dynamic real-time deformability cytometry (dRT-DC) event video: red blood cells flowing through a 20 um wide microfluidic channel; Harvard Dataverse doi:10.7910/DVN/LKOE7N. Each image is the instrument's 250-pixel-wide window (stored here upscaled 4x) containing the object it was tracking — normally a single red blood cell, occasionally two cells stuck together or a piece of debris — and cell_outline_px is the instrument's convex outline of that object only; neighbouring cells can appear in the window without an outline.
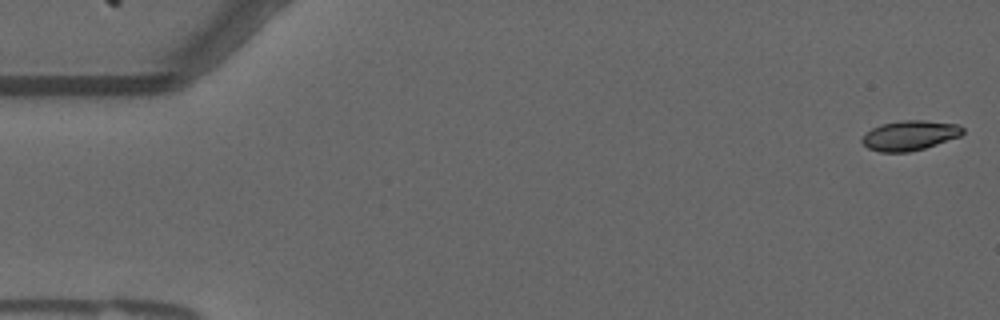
{"species": "common noctule bat (a hibernating species)", "species_latin": "Nyctalus noctula", "temperature_condition": "warm", "stored_images_in_passage": 55, "camera_frame_rate_fps": 3000, "um_per_image_px": 0.085, "animal": {"sex": "male", "forearm_length_mm": 52.5}, "frame": {"image": 1, "passage_image": 1, "time_ms": 0.0, "image_size_px": [1000, 320], "cell_outline_px": [[964, 132], [960, 136], [924, 148], [908, 152], [880, 152], [868, 148], [860, 140], [872, 128], [880, 124], [900, 120], [924, 120], [960, 124], [964, 128]], "centroid_in_image_um": [77.34, 11.5], "position_along_channel_um": 7.7, "area_um2": 17.51}}
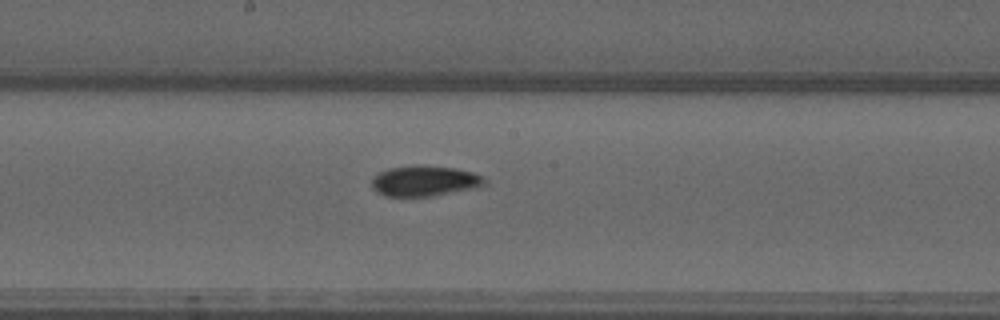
{"frame": {"image": 2, "passage_image": 29, "time_ms": 9.333, "image_size_px": [1000, 320], "cell_outline_px": [[488, 184], [480, 188], [432, 196], [384, 196], [376, 192], [372, 188], [372, 176], [388, 168], [416, 164], [420, 164], [456, 168], [472, 172], [488, 180]], "centroid_in_image_um": [36.12, 15.37], "position_along_channel_um": 212.1, "area_um2": 20.63}}
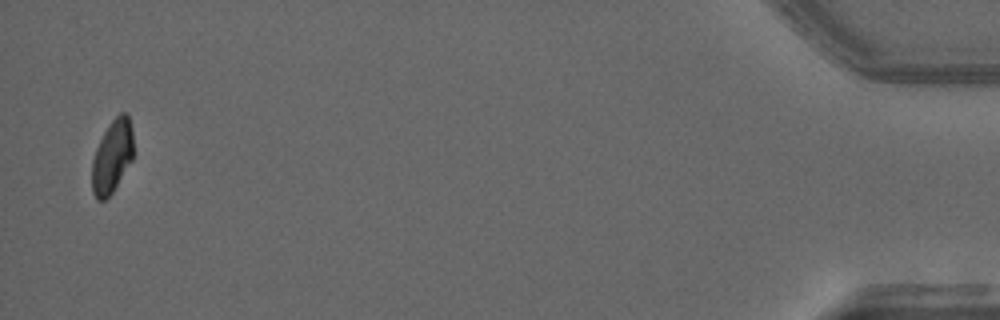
{"frame": {"image": 3, "passage_image": 54, "time_ms": 17.667, "image_size_px": [1000, 320], "cell_outline_px": [[132, 160], [112, 192], [104, 200], [96, 200], [92, 192], [92, 160], [96, 148], [104, 132], [112, 120], [120, 112], [128, 112], [132, 128]], "centroid_in_image_um": [9.53, 13.28], "position_along_channel_um": 425.7, "area_um2": 17.51}, "authors_computed_cell_mechanics": {"area_um2": 19.1896, "velocity_mm_per_s": 3.6882, "shape_relaxation_time_tau1_ms": null, "shape_relaxation_time_tau2_ms": 4.8386, "deformation_change_tau1": null, "deformation_change_tau2": 0.0719}}